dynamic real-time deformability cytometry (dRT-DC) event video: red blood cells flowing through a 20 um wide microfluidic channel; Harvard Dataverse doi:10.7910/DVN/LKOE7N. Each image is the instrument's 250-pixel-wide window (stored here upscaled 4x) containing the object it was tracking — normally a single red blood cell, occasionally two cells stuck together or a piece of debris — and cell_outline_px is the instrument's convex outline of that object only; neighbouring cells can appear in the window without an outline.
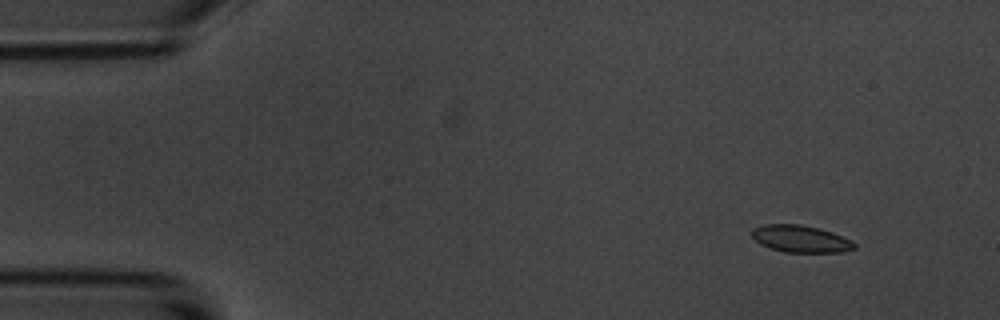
{"species": "common noctule bat (a hibernating species)", "species_latin": "Nyctalus noctula", "temperature_condition": "room temperature", "stored_images_in_passage": 13, "camera_frame_rate_fps": 3000, "um_per_image_px": 0.085, "animal": {"sex": "male", "body_mass_g": 20.1, "forearm_length_mm": 53.5}, "frame": {"image": 1, "passage_image": 1, "time_ms": 0.0, "image_size_px": [1000, 320], "cell_outline_px": [[856, 248], [840, 252], [784, 252], [760, 244], [752, 236], [752, 228], [764, 224], [800, 224], [820, 228], [832, 232], [852, 240], [856, 244]], "centroid_in_image_um": [68.07, 20.29], "position_along_channel_um": 16.9, "area_um2": 16.18}}
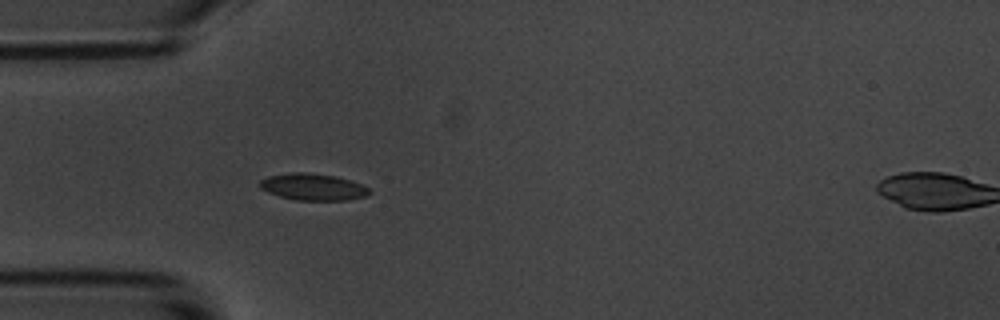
{"frame": {"image": 2, "passage_image": 12, "time_ms": 3.667, "image_size_px": [1000, 320], "cell_outline_px": [[372, 192], [364, 196], [348, 200], [296, 200], [280, 196], [268, 192], [260, 188], [260, 180], [268, 176], [292, 172], [308, 172], [336, 176], [360, 184], [368, 188]], "centroid_in_image_um": [26.58, 15.88], "position_along_channel_um": 58.4, "area_um2": 16.94}}